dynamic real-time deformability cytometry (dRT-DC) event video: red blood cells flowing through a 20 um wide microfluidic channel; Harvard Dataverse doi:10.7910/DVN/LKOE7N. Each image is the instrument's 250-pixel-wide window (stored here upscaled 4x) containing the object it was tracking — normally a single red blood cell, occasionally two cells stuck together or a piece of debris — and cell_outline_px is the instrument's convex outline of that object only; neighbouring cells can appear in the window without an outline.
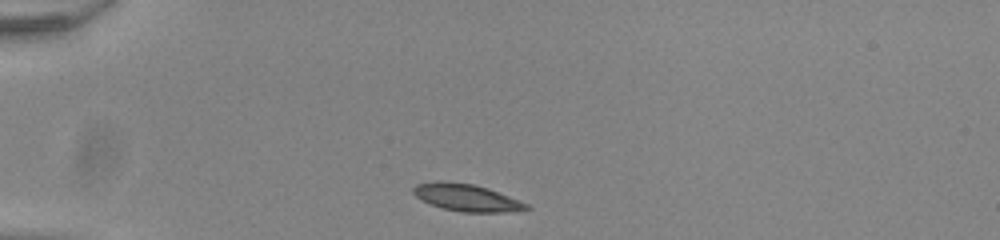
{"species": "common noctule bat (a hibernating species)", "species_latin": "Nyctalus noctula", "temperature_condition": "room temperature", "stored_images_in_passage": 35, "camera_frame_rate_fps": 3000, "um_per_image_px": 0.085, "animal": {"sex": "male", "body_mass_g": 20.0, "forearm_length_mm": 53.3}, "frame": {"image": 1, "passage_image": 1, "time_ms": 0.0, "image_size_px": [1000, 240], "cell_outline_px": [[532, 208], [504, 212], [460, 212], [444, 208], [432, 204], [416, 196], [412, 192], [412, 188], [416, 184], [444, 180], [472, 184], [488, 188], [528, 204]], "centroid_in_image_um": [39.65, 16.79], "position_along_channel_um": 45.4, "area_um2": 17.63}}
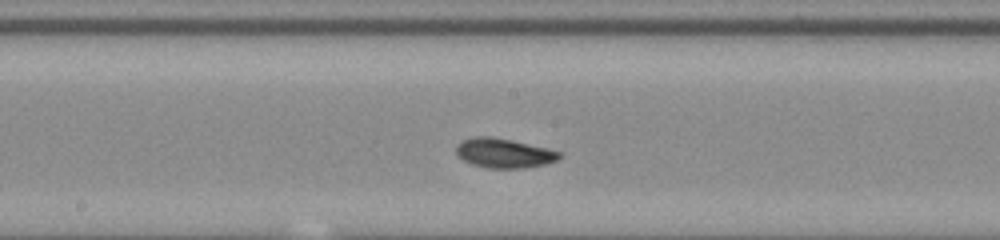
{"frame": {"image": 2, "passage_image": 16, "time_ms": 5.0, "image_size_px": [1000, 240], "cell_outline_px": [[564, 152], [556, 160], [544, 164], [524, 168], [488, 168], [472, 164], [464, 160], [456, 152], [456, 144], [464, 140], [476, 136], [492, 136], [512, 140], [548, 148]], "centroid_in_image_um": [42.85, 13.0], "position_along_channel_um": 205.3, "area_um2": 17.69}}
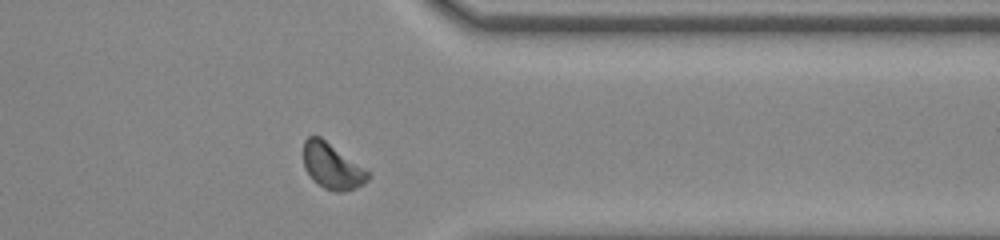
{"frame": {"image": 3, "passage_image": 30, "time_ms": 9.667, "image_size_px": [1000, 240], "cell_outline_px": [[372, 176], [364, 184], [340, 192], [336, 192], [324, 188], [312, 180], [304, 168], [304, 140], [308, 136], [320, 136], [368, 168]], "centroid_in_image_um": [28.27, 14.11], "position_along_channel_um": 383.1, "area_um2": 17.57}, "authors_computed_cell_mechanics": {"area_um2": 17.3978, "velocity_mm_per_s": 3.9022, "shape_relaxation_time_tau1_ms": 2.0956, "shape_relaxation_time_tau2_ms": 9.3564, "deformation_change_tau1": 0.1133, "deformation_change_tau2": 0.0918}}